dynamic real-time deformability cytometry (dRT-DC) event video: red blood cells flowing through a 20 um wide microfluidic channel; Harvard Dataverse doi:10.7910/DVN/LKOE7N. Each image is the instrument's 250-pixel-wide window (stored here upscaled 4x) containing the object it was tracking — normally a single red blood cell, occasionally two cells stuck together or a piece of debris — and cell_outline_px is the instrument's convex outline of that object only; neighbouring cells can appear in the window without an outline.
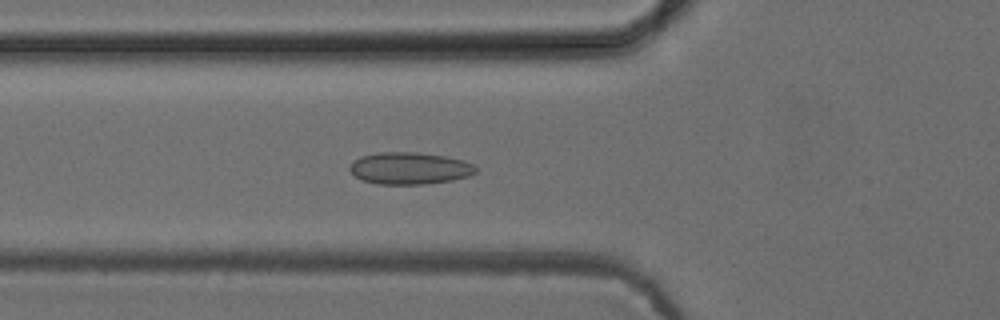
{"species": "common noctule bat (a hibernating species)", "species_latin": "Nyctalus noctula", "temperature_condition": "cold", "stored_images_in_passage": 51, "camera_frame_rate_fps": 3000, "um_per_image_px": 0.085, "animal": {"sex": "female", "body_mass_g": 24.6, "forearm_length_mm": 56.2}, "frame": {"image": 1, "passage_image": 18, "time_ms": 5.667, "image_size_px": [1000, 320], "cell_outline_px": [[476, 172], [468, 176], [452, 180], [424, 184], [376, 184], [364, 180], [356, 176], [348, 168], [352, 160], [360, 156], [380, 152], [416, 152], [444, 156], [464, 160], [472, 164], [476, 168]], "centroid_in_image_um": [34.79, 14.3], "position_along_channel_um": 91.0, "area_um2": 23.47}}
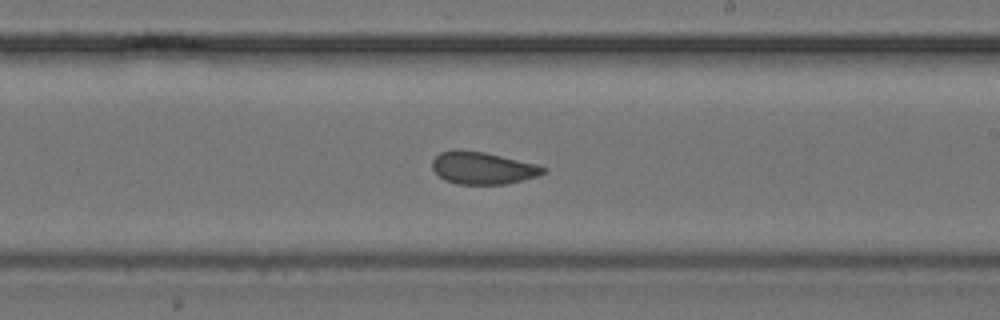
{"frame": {"image": 2, "passage_image": 30, "time_ms": 9.667, "image_size_px": [1000, 320], "cell_outline_px": [[548, 168], [544, 172], [536, 176], [524, 180], [504, 184], [456, 184], [444, 180], [432, 168], [432, 160], [440, 152], [484, 152], [536, 164]], "centroid_in_image_um": [41.05, 14.32], "position_along_channel_um": 247.9, "area_um2": 20.29}}
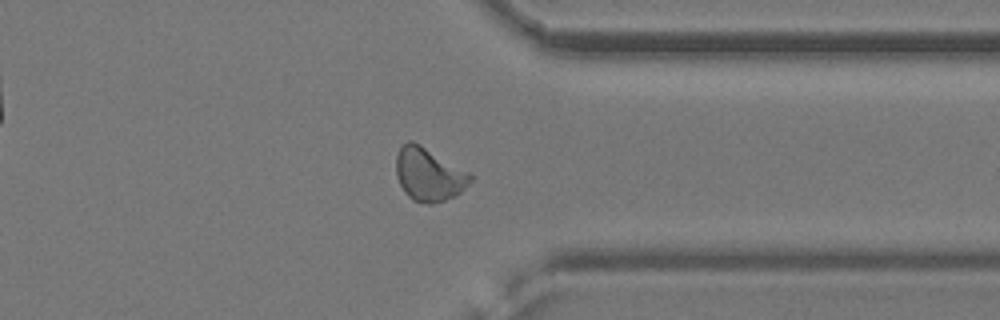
{"frame": {"image": 3, "passage_image": 40, "time_ms": 13.0, "image_size_px": [1000, 320], "cell_outline_px": [[472, 180], [456, 196], [432, 204], [428, 204], [412, 200], [404, 192], [396, 176], [396, 156], [400, 144], [408, 140], [412, 140], [420, 144], [468, 172], [472, 176]], "centroid_in_image_um": [36.4, 14.82], "position_along_channel_um": 375.0, "area_um2": 23.0}, "authors_computed_cell_mechanics": {"area_um2": 21.9062, "velocity_mm_per_s": 3.9109, "shape_relaxation_time_tau1_ms": null, "shape_relaxation_time_tau2_ms": 0.8497, "deformation_change_tau1": null, "deformation_change_tau2": 0.0582}}